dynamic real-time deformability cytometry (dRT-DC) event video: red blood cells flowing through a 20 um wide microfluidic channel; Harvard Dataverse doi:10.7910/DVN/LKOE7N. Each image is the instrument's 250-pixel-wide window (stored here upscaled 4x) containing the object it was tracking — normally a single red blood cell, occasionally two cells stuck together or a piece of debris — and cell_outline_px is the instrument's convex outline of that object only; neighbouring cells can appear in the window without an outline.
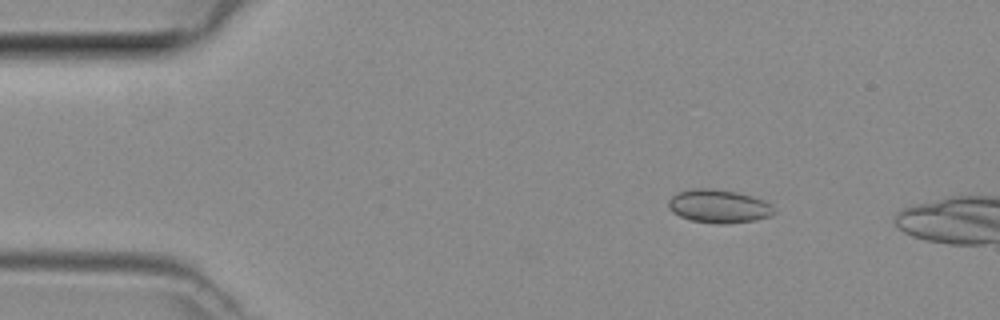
{"species": "common noctule bat (a hibernating species)", "species_latin": "Nyctalus noctula", "temperature_condition": "room temperature", "stored_images_in_passage": 4, "camera_frame_rate_fps": 3000, "um_per_image_px": 0.085, "animal": {"sex": "female", "body_mass_g": 29.2, "forearm_length_mm": 56.3}, "frame": {"image": 1, "passage_image": 2, "time_ms": 0.333, "image_size_px": [1000, 320], "cell_outline_px": [[776, 212], [772, 216], [756, 220], [724, 224], [692, 220], [680, 216], [672, 212], [668, 208], [668, 200], [672, 196], [680, 192], [696, 188], [712, 188], [736, 192], [752, 196], [764, 200], [772, 204]], "centroid_in_image_um": [61.13, 17.53], "position_along_channel_um": 23.9, "area_um2": 20.52}}